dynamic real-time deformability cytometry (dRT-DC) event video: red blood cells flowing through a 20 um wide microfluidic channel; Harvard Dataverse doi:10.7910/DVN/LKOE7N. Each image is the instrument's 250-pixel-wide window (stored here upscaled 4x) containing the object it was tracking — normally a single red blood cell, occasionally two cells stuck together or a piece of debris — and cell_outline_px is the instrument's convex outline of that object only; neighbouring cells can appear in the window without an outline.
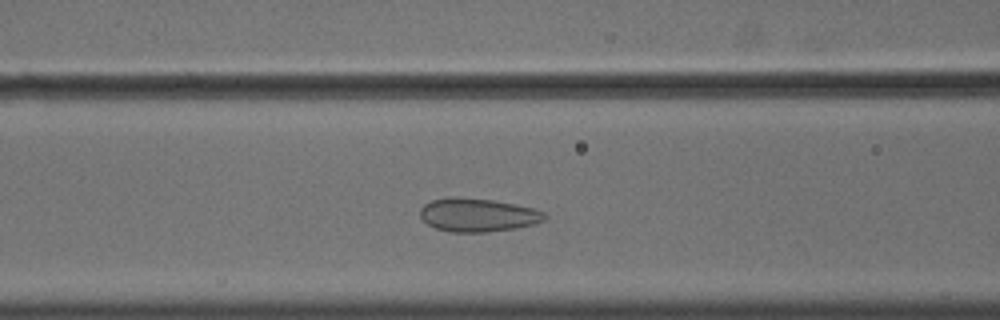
{"species": "common noctule bat (a hibernating species)", "species_latin": "Nyctalus noctula", "temperature_condition": "cold", "stored_images_in_passage": 43, "camera_frame_rate_fps": 3000, "um_per_image_px": 0.085, "animal": {"sex": "male", "body_mass_g": 18.8}, "frame": {"image": 1, "passage_image": 14, "time_ms": 4.333, "image_size_px": [1000, 320], "cell_outline_px": [[544, 220], [532, 224], [512, 228], [484, 232], [448, 232], [436, 228], [428, 224], [420, 216], [420, 208], [424, 204], [432, 200], [492, 200], [516, 204], [536, 208], [544, 212]], "centroid_in_image_um": [40.63, 18.31], "position_along_channel_um": 126.0, "area_um2": 23.24}}
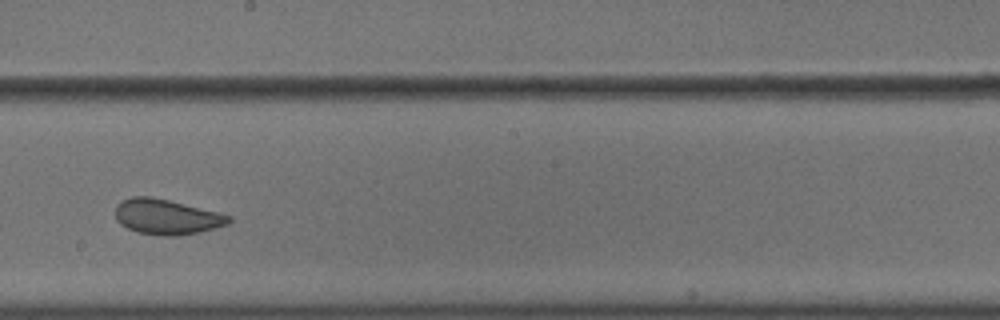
{"frame": {"image": 2, "passage_image": 23, "time_ms": 7.333, "image_size_px": [1000, 320], "cell_outline_px": [[232, 220], [228, 224], [200, 232], [176, 236], [160, 236], [136, 232], [120, 224], [116, 220], [116, 204], [120, 200], [132, 196], [152, 196], [220, 212], [232, 216]], "centroid_in_image_um": [14.16, 18.42], "position_along_channel_um": 234.0, "area_um2": 23.64}}
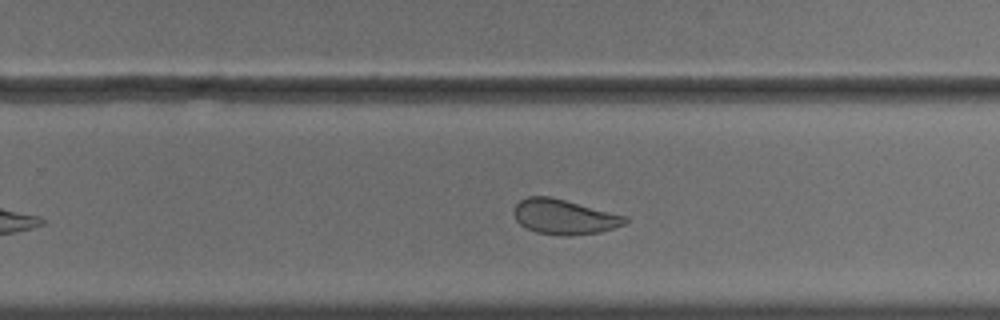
{"frame": {"image": 3, "passage_image": 27, "time_ms": 8.667, "image_size_px": [1000, 320], "cell_outline_px": [[628, 220], [624, 224], [600, 232], [568, 236], [560, 236], [536, 232], [520, 224], [516, 220], [512, 212], [512, 208], [520, 200], [528, 196], [548, 196], [628, 216]], "centroid_in_image_um": [47.92, 18.43], "position_along_channel_um": 281.9, "area_um2": 22.66}, "authors_computed_cell_mechanics": {"area_um2": 24.6228, "velocity_mm_per_s": 3.5958, "shape_relaxation_time_tau1_ms": 10.038, "shape_relaxation_time_tau2_ms": 0.806, "deformation_change_tau1": 0.1218, "deformation_change_tau2": 0.069}}